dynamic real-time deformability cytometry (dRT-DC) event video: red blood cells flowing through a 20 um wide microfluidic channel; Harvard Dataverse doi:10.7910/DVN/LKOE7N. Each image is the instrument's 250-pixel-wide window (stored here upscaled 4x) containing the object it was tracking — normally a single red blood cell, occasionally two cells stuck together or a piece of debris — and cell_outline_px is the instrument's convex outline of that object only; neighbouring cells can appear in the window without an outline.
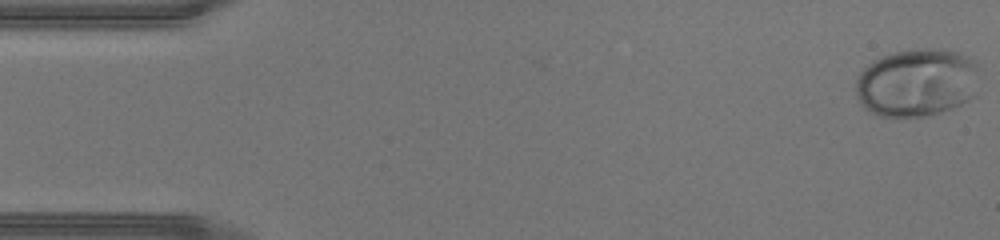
{"species": "human", "species_latin": "Homo sapiens", "temperature_condition": "warm", "stored_images_in_passage": 44, "camera_frame_rate_fps": 3000, "um_per_image_px": 0.085, "donor": {"sex": "male"}, "frame": {"image": 1, "passage_image": 1, "time_ms": 0.0, "image_size_px": [1000, 240], "cell_outline_px": [[976, 96], [952, 108], [924, 116], [876, 116], [864, 108], [860, 104], [856, 96], [856, 76], [872, 60], [896, 52], [924, 48], [956, 52], [964, 56], [976, 64]], "centroid_in_image_um": [77.87, 7.04], "position_along_channel_um": 7.1, "area_um2": 48.67}}
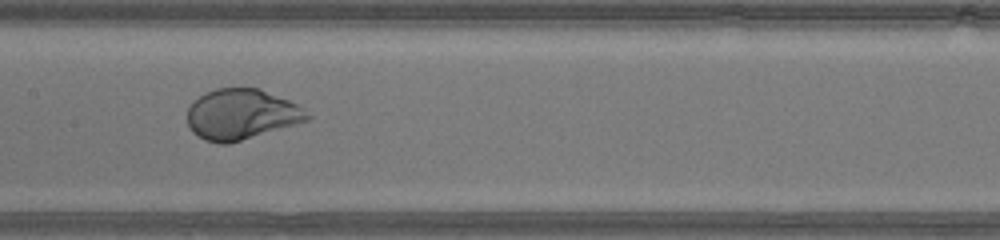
{"frame": {"image": 2, "passage_image": 22, "time_ms": 7.0, "image_size_px": [1000, 240], "cell_outline_px": [[312, 116], [308, 120], [228, 144], [220, 144], [204, 140], [192, 132], [188, 124], [188, 108], [204, 92], [216, 88], [260, 88], [300, 104]], "centroid_in_image_um": [20.54, 9.71], "position_along_channel_um": 186.9, "area_um2": 35.32}}
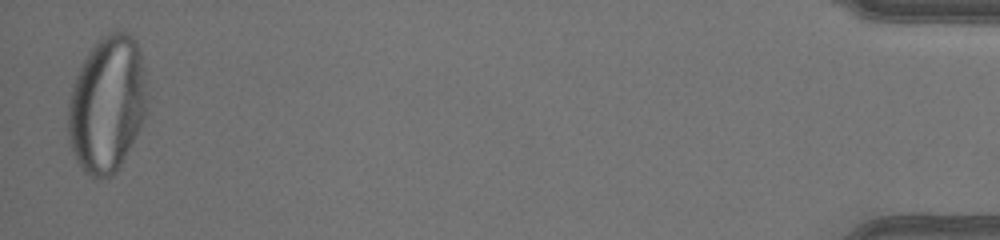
{"frame": {"image": 3, "passage_image": 44, "time_ms": 14.333, "image_size_px": [1000, 240], "cell_outline_px": [[148, 96], [144, 116], [140, 128], [120, 168], [112, 176], [104, 180], [96, 180], [84, 172], [76, 160], [72, 152], [68, 136], [68, 104], [72, 88], [80, 64], [88, 52], [108, 32], [116, 28], [128, 32], [136, 40], [140, 52], [144, 68]], "centroid_in_image_um": [9.11, 8.88], "position_along_channel_um": 426.1, "area_um2": 63.7}}